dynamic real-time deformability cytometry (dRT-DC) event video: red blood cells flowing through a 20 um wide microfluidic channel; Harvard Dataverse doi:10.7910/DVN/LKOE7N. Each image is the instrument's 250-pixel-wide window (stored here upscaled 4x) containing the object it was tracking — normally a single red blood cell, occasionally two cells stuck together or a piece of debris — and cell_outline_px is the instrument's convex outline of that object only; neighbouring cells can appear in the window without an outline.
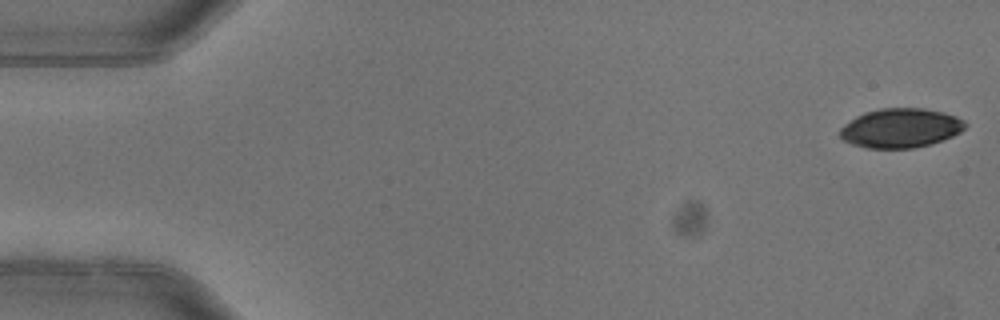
{"species": "common noctule bat (a hibernating species)", "species_latin": "Nyctalus noctula", "temperature_condition": "warm", "stored_images_in_passage": 5, "camera_frame_rate_fps": 3000, "um_per_image_px": 0.085, "animal": {"sex": "female"}, "frame": {"image": 1, "passage_image": 1, "time_ms": 0.0, "image_size_px": [1000, 320], "cell_outline_px": [[968, 124], [960, 132], [952, 136], [932, 144], [912, 148], [868, 148], [852, 144], [844, 140], [840, 136], [840, 128], [844, 124], [856, 116], [864, 112], [880, 108], [924, 108], [956, 116], [964, 120]], "centroid_in_image_um": [76.55, 10.88], "position_along_channel_um": 8.5, "area_um2": 28.67}}
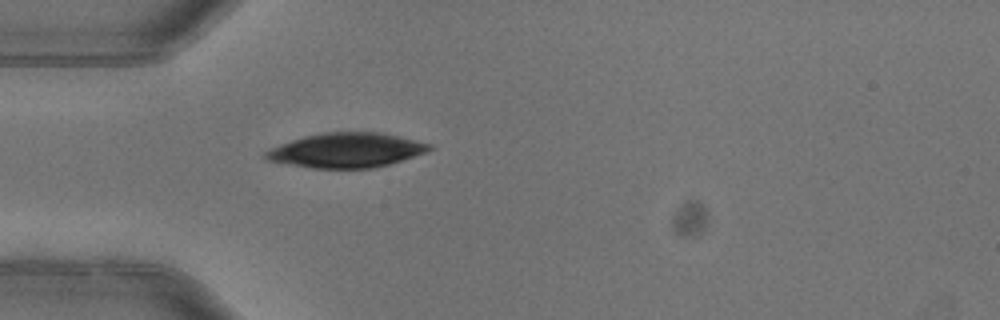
{"frame": {"image": 2, "passage_image": 5, "time_ms": 1.333, "image_size_px": [1000, 320], "cell_outline_px": [[436, 148], [388, 164], [372, 168], [312, 168], [268, 160], [264, 156], [264, 152], [280, 144], [304, 136], [324, 132], [380, 132], [432, 144]], "centroid_in_image_um": [29.44, 12.76], "position_along_channel_um": 55.6, "area_um2": 32.6}}